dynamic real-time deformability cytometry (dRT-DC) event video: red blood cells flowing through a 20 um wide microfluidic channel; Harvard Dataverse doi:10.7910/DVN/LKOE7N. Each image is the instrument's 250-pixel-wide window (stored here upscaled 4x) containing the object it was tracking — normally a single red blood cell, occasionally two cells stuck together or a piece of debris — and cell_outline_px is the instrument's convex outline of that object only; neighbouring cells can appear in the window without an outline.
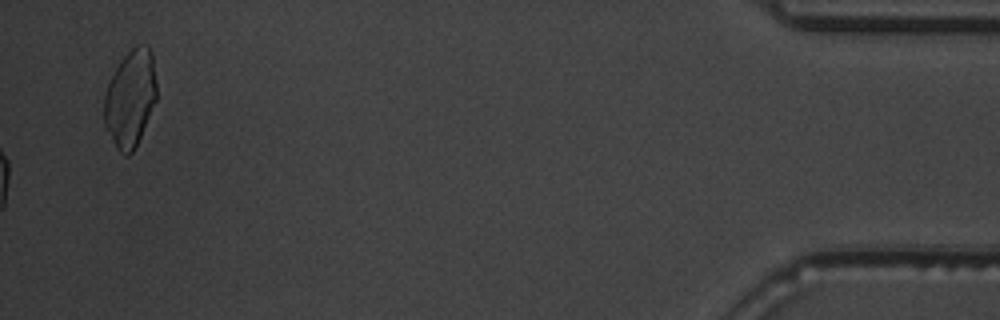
{"species": "common noctule bat (a hibernating species)", "species_latin": "Nyctalus noctula", "temperature_condition": "warm", "stored_images_in_passage": 57, "camera_frame_rate_fps": 3000, "um_per_image_px": 0.085, "animal": {"sex": "male", "body_mass_g": 19.5, "forearm_length_mm": 54.6}, "frame": {"image": 1, "passage_image": 57, "time_ms": 18.667, "image_size_px": [1000, 320], "cell_outline_px": [[156, 100], [140, 136], [132, 152], [128, 156], [124, 156], [116, 148], [104, 124], [104, 96], [108, 84], [120, 60], [136, 44], [148, 44], [152, 56], [156, 80]], "centroid_in_image_um": [11.07, 8.34], "position_along_channel_um": 424.1, "area_um2": 29.42}, "authors_computed_cell_mechanics": {"area_um2": 19.8254, "velocity_mm_per_s": 3.7697, "shape_relaxation_time_tau1_ms": 4.9109, "shape_relaxation_time_tau2_ms": 1.1593, "deformation_change_tau1": 0.1774, "deformation_change_tau2": 0.0705}}